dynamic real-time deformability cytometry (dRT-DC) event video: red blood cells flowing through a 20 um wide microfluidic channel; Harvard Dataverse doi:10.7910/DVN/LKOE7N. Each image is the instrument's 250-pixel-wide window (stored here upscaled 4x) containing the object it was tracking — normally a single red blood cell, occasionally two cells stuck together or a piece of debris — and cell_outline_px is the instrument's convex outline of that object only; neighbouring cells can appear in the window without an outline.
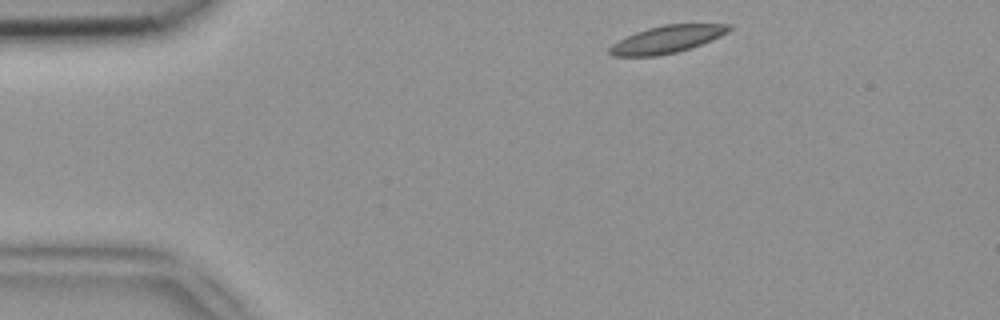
{"species": "common noctule bat (a hibernating species)", "species_latin": "Nyctalus noctula", "temperature_condition": "room temperature", "stored_images_in_passage": 8, "camera_frame_rate_fps": 3000, "um_per_image_px": 0.085, "animal": {"sex": "female", "body_mass_g": 18.4}, "frame": {"image": 1, "passage_image": 2, "time_ms": 0.333, "image_size_px": [1000, 320], "cell_outline_px": [[732, 28], [728, 32], [720, 36], [700, 44], [676, 52], [656, 56], [612, 56], [608, 52], [608, 48], [612, 44], [636, 32], [648, 28], [664, 24], [732, 24]], "centroid_in_image_um": [56.68, 3.34], "position_along_channel_um": 28.3, "area_um2": 18.79}}